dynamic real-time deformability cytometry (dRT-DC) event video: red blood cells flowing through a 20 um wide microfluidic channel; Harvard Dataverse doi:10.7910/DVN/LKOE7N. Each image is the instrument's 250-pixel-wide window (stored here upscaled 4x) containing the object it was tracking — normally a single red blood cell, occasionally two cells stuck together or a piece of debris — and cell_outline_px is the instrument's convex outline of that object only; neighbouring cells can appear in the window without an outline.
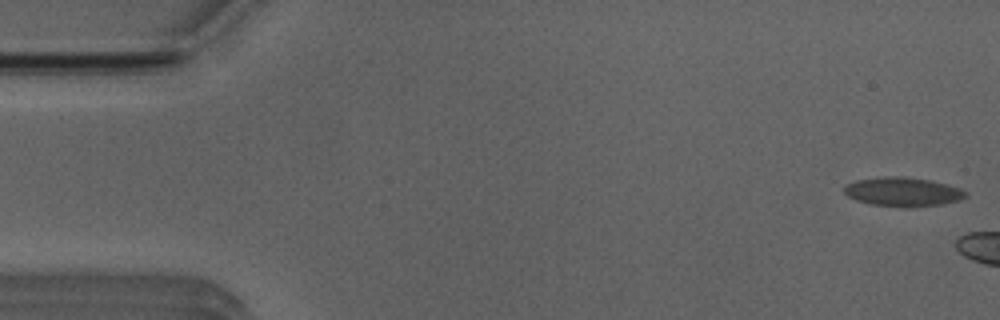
{"species": "Egyptian fruit bat (a non-hibernating species)", "species_latin": "Rousettus aegyptiacus", "temperature_condition": "room temperature", "stored_images_in_passage": 5, "camera_frame_rate_fps": 3000, "um_per_image_px": 0.085, "animal": {"sex": "male"}, "frame": {"image": 1, "passage_image": 1, "time_ms": 0.0, "image_size_px": [1000, 320], "cell_outline_px": [[968, 196], [960, 200], [944, 204], [904, 208], [868, 204], [856, 200], [848, 196], [844, 192], [844, 188], [848, 184], [856, 180], [888, 176], [900, 176], [928, 180], [960, 188], [968, 192]], "centroid_in_image_um": [76.76, 16.32], "position_along_channel_um": 8.2, "area_um2": 20.63}}